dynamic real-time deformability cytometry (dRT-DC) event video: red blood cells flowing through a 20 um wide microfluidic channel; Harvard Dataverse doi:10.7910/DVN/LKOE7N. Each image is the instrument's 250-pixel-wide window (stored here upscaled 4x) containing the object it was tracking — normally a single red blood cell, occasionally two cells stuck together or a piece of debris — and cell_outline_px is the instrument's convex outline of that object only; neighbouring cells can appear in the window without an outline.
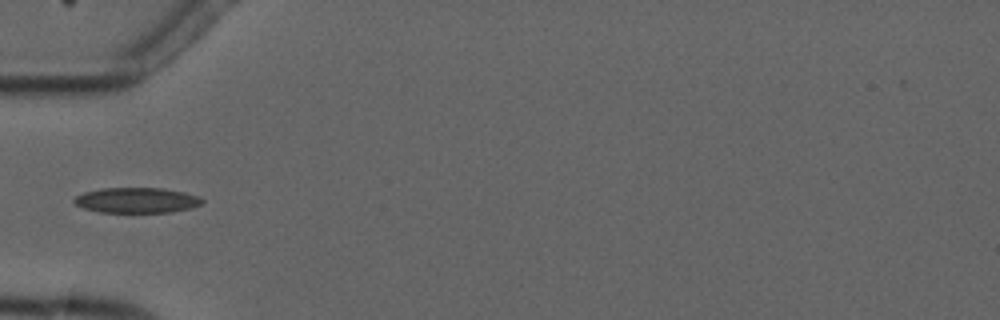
{"species": "common noctule bat (a hibernating species)", "species_latin": "Nyctalus noctula", "temperature_condition": "cold", "stored_images_in_passage": 7, "camera_frame_rate_fps": 3000, "um_per_image_px": 0.085, "animal": {"sex": "male", "forearm_length_mm": 52.5}, "frame": {"image": 1, "passage_image": 6, "time_ms": 5.667, "image_size_px": [1000, 320], "cell_outline_px": [[204, 200], [200, 204], [192, 208], [172, 212], [100, 212], [84, 208], [76, 204], [72, 200], [76, 196], [84, 192], [100, 188], [160, 188], [184, 192], [200, 196]], "centroid_in_image_um": [11.63, 17.02], "position_along_channel_um": 73.4, "area_um2": 18.9}}
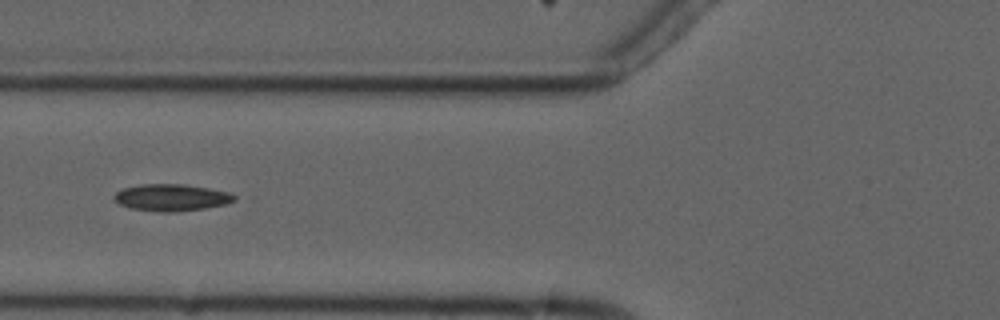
{"frame": {"image": 2, "passage_image": 7, "time_ms": 6.667, "image_size_px": [1000, 320], "cell_outline_px": [[236, 200], [224, 204], [204, 208], [176, 212], [160, 212], [128, 208], [120, 204], [112, 196], [116, 192], [124, 188], [140, 184], [184, 184], [208, 188], [228, 192], [236, 196]], "centroid_in_image_um": [14.55, 16.79], "position_along_channel_um": 111.3, "area_um2": 18.79}}